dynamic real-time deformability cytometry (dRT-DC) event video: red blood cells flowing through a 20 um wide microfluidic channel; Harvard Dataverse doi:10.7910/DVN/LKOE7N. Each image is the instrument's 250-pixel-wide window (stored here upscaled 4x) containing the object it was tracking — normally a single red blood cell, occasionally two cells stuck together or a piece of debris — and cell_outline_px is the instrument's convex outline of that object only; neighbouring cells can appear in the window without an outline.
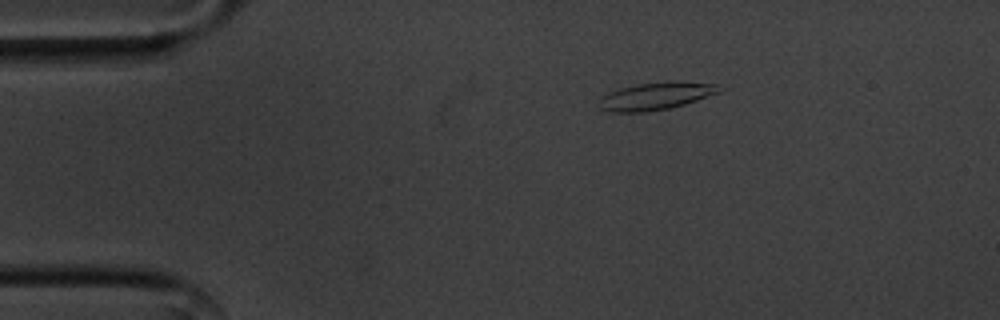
{"species": "common noctule bat (a hibernating species)", "species_latin": "Nyctalus noctula", "temperature_condition": "cold", "stored_images_in_passage": 47, "camera_frame_rate_fps": 3000, "um_per_image_px": 0.085, "animal": {"sex": "male", "body_mass_g": 20.1, "forearm_length_mm": 53.5}, "frame": {"image": 1, "passage_image": 1, "time_ms": 0.0, "image_size_px": [1000, 320], "cell_outline_px": [[728, 88], [720, 92], [684, 104], [668, 108], [644, 112], [612, 112], [600, 108], [600, 96], [608, 92], [620, 88], [636, 84], [668, 80], [676, 80], [716, 84]], "centroid_in_image_um": [55.8, 8.13], "position_along_channel_um": 29.2, "area_um2": 19.54}}
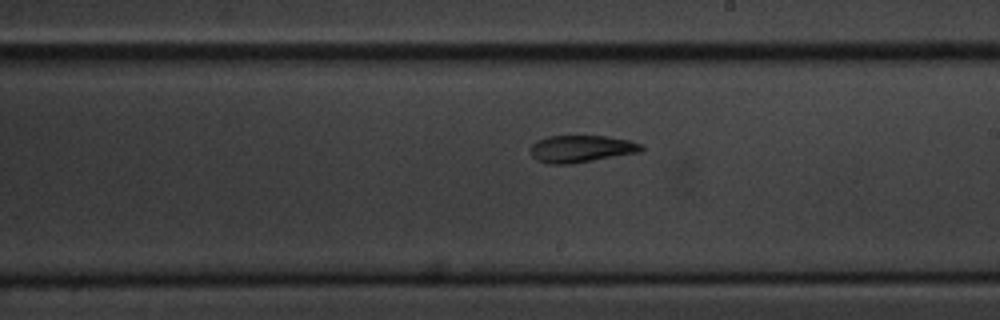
{"frame": {"image": 2, "passage_image": 23, "time_ms": 7.333, "image_size_px": [1000, 320], "cell_outline_px": [[644, 148], [640, 152], [568, 164], [548, 164], [536, 160], [532, 156], [528, 148], [536, 140], [548, 136], [604, 136], [628, 140], [644, 144]], "centroid_in_image_um": [49.36, 12.64], "position_along_channel_um": 239.6, "area_um2": 17.57}}
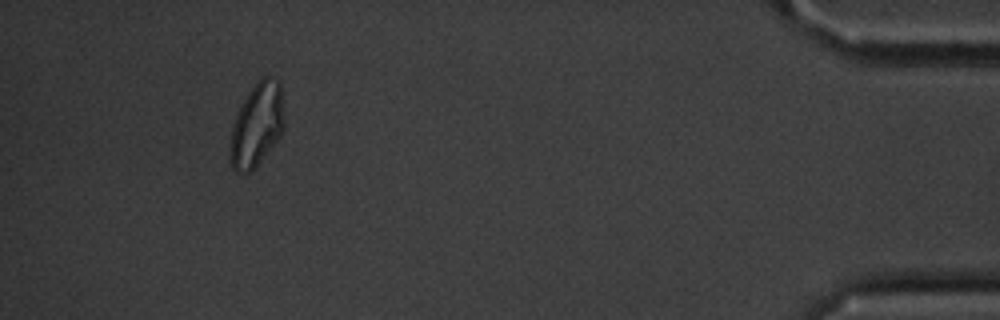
{"frame": {"image": 3, "passage_image": 43, "time_ms": 14.0, "image_size_px": [1000, 320], "cell_outline_px": [[284, 128], [280, 136], [260, 160], [248, 172], [236, 172], [232, 168], [228, 156], [232, 124], [248, 92], [256, 80], [260, 76], [268, 76], [280, 80], [284, 120]], "centroid_in_image_um": [21.82, 10.57], "position_along_channel_um": 413.4, "area_um2": 26.3}, "authors_computed_cell_mechanics": {"area_um2": 18.207, "velocity_mm_per_s": 3.5642, "shape_relaxation_time_tau1_ms": 10.2529, "shape_relaxation_time_tau2_ms": 4.2574, "deformation_change_tau1": 0.2456, "deformation_change_tau2": 0.1171}}